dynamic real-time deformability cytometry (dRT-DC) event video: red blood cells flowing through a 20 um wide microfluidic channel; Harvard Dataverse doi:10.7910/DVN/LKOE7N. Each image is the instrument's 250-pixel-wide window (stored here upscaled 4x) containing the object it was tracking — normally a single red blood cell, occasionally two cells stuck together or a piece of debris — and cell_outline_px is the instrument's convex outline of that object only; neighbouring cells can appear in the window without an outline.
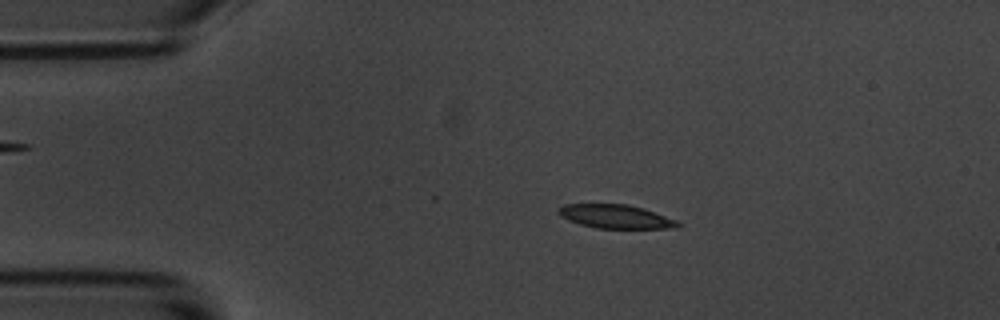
{"species": "common noctule bat (a hibernating species)", "species_latin": "Nyctalus noctula", "temperature_condition": "room temperature", "stored_images_in_passage": 9, "camera_frame_rate_fps": 3000, "um_per_image_px": 0.085, "animal": {"sex": "male", "body_mass_g": 20.1, "forearm_length_mm": 53.5}, "frame": {"image": 1, "passage_image": 2, "time_ms": 1.333, "image_size_px": [1000, 320], "cell_outline_px": [[680, 224], [676, 228], [596, 228], [580, 224], [568, 220], [560, 216], [556, 212], [556, 208], [564, 204], [628, 204], [644, 208], [676, 220]], "centroid_in_image_um": [52.27, 18.39], "position_along_channel_um": 32.7, "area_um2": 16.53}}
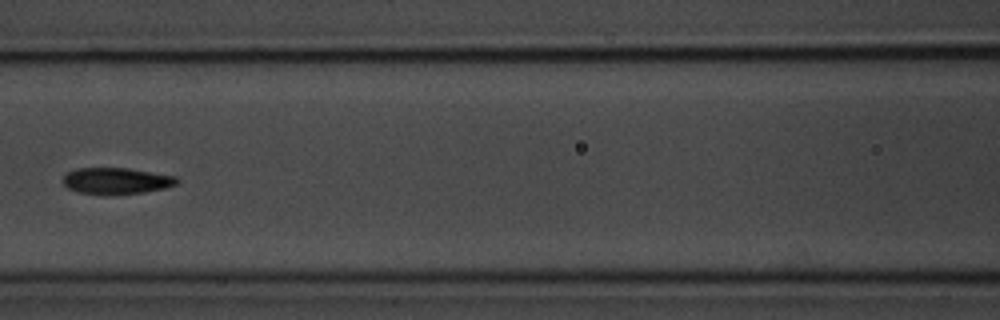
{"frame": {"image": 2, "passage_image": 6, "time_ms": 6.0, "image_size_px": [1000, 320], "cell_outline_px": [[180, 180], [176, 184], [164, 188], [144, 192], [112, 196], [104, 196], [80, 192], [68, 188], [60, 180], [68, 172], [76, 168], [128, 168], [176, 176]], "centroid_in_image_um": [9.87, 15.39], "position_along_channel_um": 156.7, "area_um2": 17.86}}
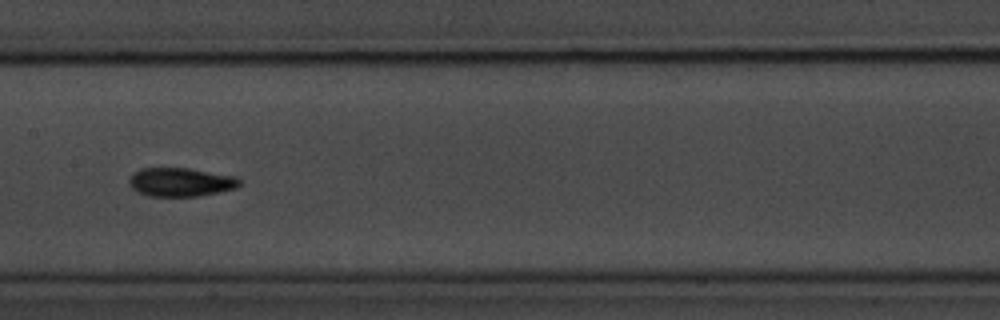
{"frame": {"image": 3, "passage_image": 7, "time_ms": 7.0, "image_size_px": [1000, 320], "cell_outline_px": [[240, 184], [236, 188], [200, 196], [148, 196], [132, 188], [128, 184], [128, 180], [132, 172], [140, 168], [188, 168], [236, 176], [240, 180]], "centroid_in_image_um": [15.33, 15.47], "position_along_channel_um": 192.1, "area_um2": 18.55}}